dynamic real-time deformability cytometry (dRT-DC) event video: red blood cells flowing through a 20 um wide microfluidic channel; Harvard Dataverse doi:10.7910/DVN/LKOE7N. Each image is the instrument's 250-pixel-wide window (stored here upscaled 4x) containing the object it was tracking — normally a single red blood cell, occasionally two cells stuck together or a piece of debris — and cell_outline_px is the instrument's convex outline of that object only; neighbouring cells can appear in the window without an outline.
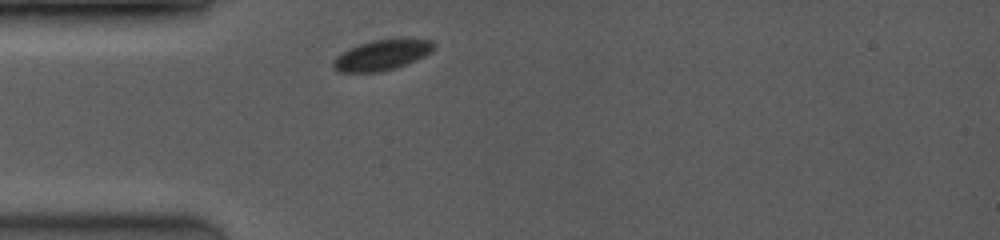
{"species": "common noctule bat (a hibernating species)", "species_latin": "Nyctalus noctula", "temperature_condition": "room temperature", "stored_images_in_passage": 27, "camera_frame_rate_fps": 3500, "um_per_image_px": 0.085, "animal": {"sex": "female", "body_mass_g": 19.0, "forearm_length_mm": 53.3}, "frame": {"image": 1, "passage_image": 1, "time_ms": 0.0, "image_size_px": [1000, 240], "cell_outline_px": [[436, 44], [432, 52], [416, 60], [396, 68], [380, 72], [340, 72], [332, 68], [332, 60], [336, 56], [348, 48], [372, 40], [396, 36], [432, 40]], "centroid_in_image_um": [32.49, 4.64], "position_along_channel_um": 52.5, "area_um2": 18.55}}
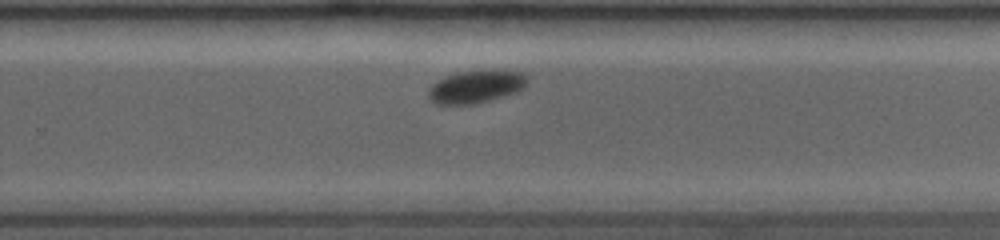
{"frame": {"image": 2, "passage_image": 18, "time_ms": 6.286, "image_size_px": [1000, 240], "cell_outline_px": [[528, 80], [524, 88], [516, 92], [488, 100], [472, 104], [436, 104], [428, 96], [428, 88], [432, 84], [444, 76], [460, 72], [524, 72], [528, 76]], "centroid_in_image_um": [40.43, 7.39], "position_along_channel_um": 289.4, "area_um2": 18.26}}
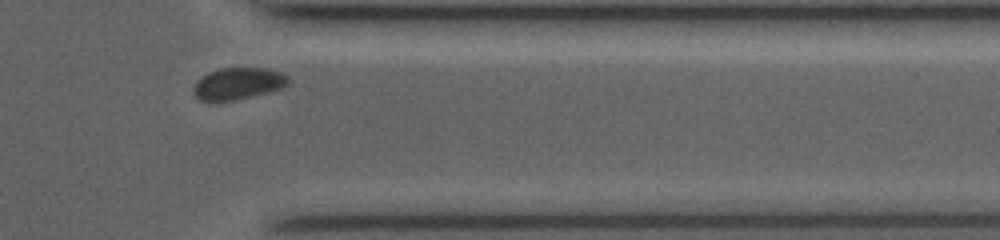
{"frame": {"image": 3, "passage_image": 25, "time_ms": 8.857, "image_size_px": [1000, 240], "cell_outline_px": [[288, 84], [280, 88], [268, 92], [236, 100], [196, 100], [192, 92], [192, 88], [200, 76], [208, 72], [220, 68], [268, 68], [280, 72], [288, 76]], "centroid_in_image_um": [20.19, 7.09], "position_along_channel_um": 391.2, "area_um2": 17.63}, "authors_computed_cell_mechanics": {"area_um2": 18.785, "velocity_mm_per_s": 3.915, "shape_relaxation_time_tau1_ms": 1.3765, "shape_relaxation_time_tau2_ms": null, "deformation_change_tau1": 0.047, "deformation_change_tau2": null}}